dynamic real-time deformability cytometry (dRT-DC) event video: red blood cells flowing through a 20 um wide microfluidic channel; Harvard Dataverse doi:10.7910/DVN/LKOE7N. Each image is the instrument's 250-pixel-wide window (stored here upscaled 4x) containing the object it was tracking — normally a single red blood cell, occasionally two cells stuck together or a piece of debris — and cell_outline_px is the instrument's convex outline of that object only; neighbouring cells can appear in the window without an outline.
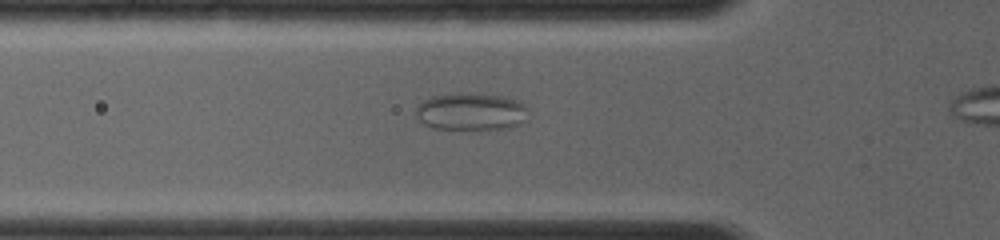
{"species": "common noctule bat (a hibernating species)", "species_latin": "Nyctalus noctula", "temperature_condition": "room temperature", "stored_images_in_passage": 7, "camera_frame_rate_fps": 4000, "um_per_image_px": 0.085, "animal": {"sex": "female", "body_mass_g": 19.0, "forearm_length_mm": 56.7}, "frame": {"image": 1, "passage_image": 4, "time_ms": 1.75, "image_size_px": [1000, 240], "cell_outline_px": [[528, 120], [512, 128], [432, 128], [424, 124], [416, 116], [416, 108], [424, 100], [432, 96], [460, 92], [476, 92], [504, 96], [520, 100], [528, 108]], "centroid_in_image_um": [40.11, 9.45], "position_along_channel_um": 85.7, "area_um2": 24.85}}